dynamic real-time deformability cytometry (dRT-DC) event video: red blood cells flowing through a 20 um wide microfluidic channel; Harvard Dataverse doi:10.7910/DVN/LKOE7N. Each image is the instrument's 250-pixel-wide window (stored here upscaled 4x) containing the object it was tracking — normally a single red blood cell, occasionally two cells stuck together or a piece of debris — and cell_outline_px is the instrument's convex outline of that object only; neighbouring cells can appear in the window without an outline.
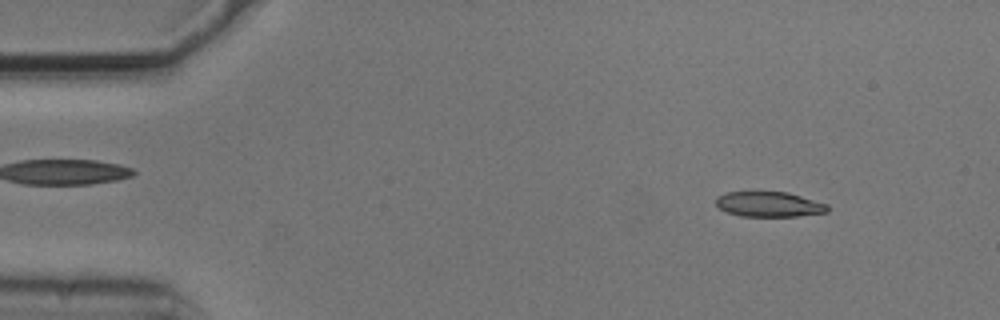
{"species": "common noctule bat (a hibernating species)", "species_latin": "Nyctalus noctula", "temperature_condition": "cold", "stored_images_in_passage": 54, "camera_frame_rate_fps": 3000, "um_per_image_px": 0.085, "animal": {"sex": "male", "body_mass_g": 20.5, "forearm_length_mm": 52.5}, "frame": {"image": 1, "passage_image": 6, "time_ms": 1.667, "image_size_px": [1000, 320], "cell_outline_px": [[828, 212], [796, 216], [740, 216], [728, 212], [720, 208], [716, 204], [716, 196], [728, 192], [788, 192], [828, 204]], "centroid_in_image_um": [65.38, 17.36], "position_along_channel_um": 19.6, "area_um2": 16.24}}
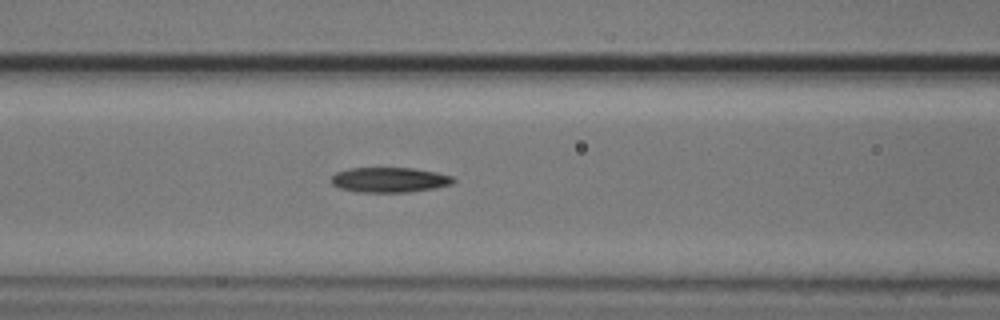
{"frame": {"image": 2, "passage_image": 22, "time_ms": 7.0, "image_size_px": [1000, 320], "cell_outline_px": [[456, 180], [452, 184], [436, 188], [408, 192], [356, 192], [340, 188], [332, 184], [332, 176], [336, 172], [348, 168], [412, 168], [436, 172], [452, 176]], "centroid_in_image_um": [33.11, 15.29], "position_along_channel_um": 133.5, "area_um2": 17.86}}
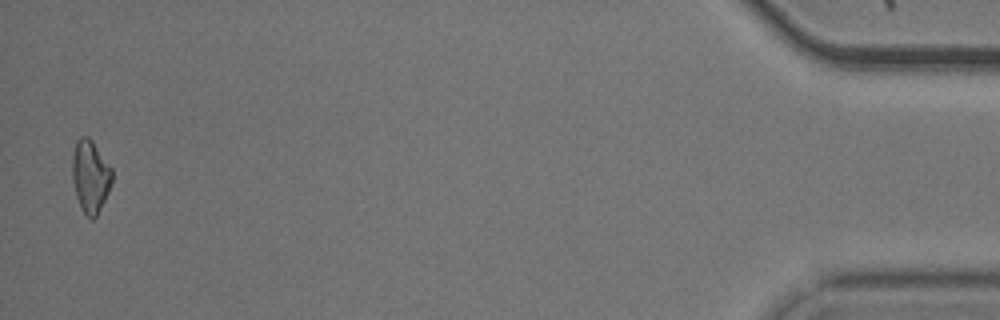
{"frame": {"image": 3, "passage_image": 53, "time_ms": 17.333, "image_size_px": [1000, 320], "cell_outline_px": [[112, 184], [96, 216], [92, 220], [84, 212], [76, 196], [72, 180], [72, 156], [76, 140], [80, 136], [88, 136], [92, 140], [112, 168]], "centroid_in_image_um": [7.68, 14.94], "position_along_channel_um": 427.5, "area_um2": 16.76}, "authors_computed_cell_mechanics": {"area_um2": 17.3111, "velocity_mm_per_s": 3.7273, "shape_relaxation_time_tau1_ms": 4.2475, "shape_relaxation_time_tau2_ms": 4.6068, "deformation_change_tau1": 0.1131, "deformation_change_tau2": 0.1333}}